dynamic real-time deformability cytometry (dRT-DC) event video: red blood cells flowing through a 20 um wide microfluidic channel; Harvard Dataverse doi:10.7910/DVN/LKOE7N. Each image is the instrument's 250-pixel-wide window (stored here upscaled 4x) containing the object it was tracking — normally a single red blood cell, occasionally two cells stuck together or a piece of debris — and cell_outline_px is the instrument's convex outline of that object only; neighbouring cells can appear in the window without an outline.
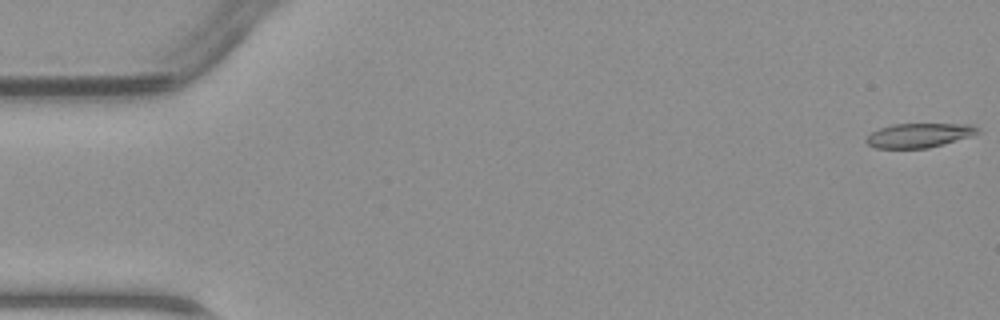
{"species": "common noctule bat (a hibernating species)", "species_latin": "Nyctalus noctula", "temperature_condition": "warm", "stored_images_in_passage": 42, "camera_frame_rate_fps": 3000, "um_per_image_px": 0.085, "animal": {"sex": "male", "body_mass_g": 23.1, "forearm_length_mm": 52.7}, "frame": {"image": 1, "passage_image": 1, "time_ms": 0.0, "image_size_px": [1000, 320], "cell_outline_px": [[980, 132], [972, 136], [928, 148], [876, 148], [868, 144], [864, 140], [872, 132], [880, 128], [892, 124], [972, 124], [980, 128]], "centroid_in_image_um": [78.15, 11.5], "position_along_channel_um": 6.9, "area_um2": 15.78}}
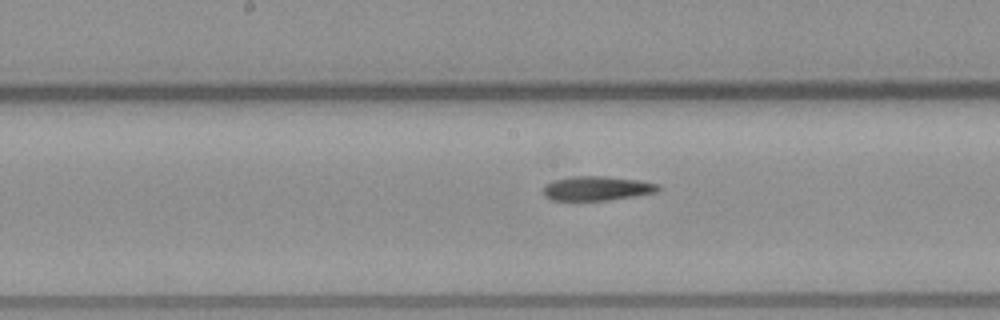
{"frame": {"image": 2, "passage_image": 24, "time_ms": 7.667, "image_size_px": [1000, 320], "cell_outline_px": [[660, 188], [656, 192], [608, 200], [552, 200], [544, 196], [544, 184], [556, 180], [572, 176], [604, 176], [640, 180], [656, 184]], "centroid_in_image_um": [50.7, 16.0], "position_along_channel_um": 197.5, "area_um2": 16.07}}
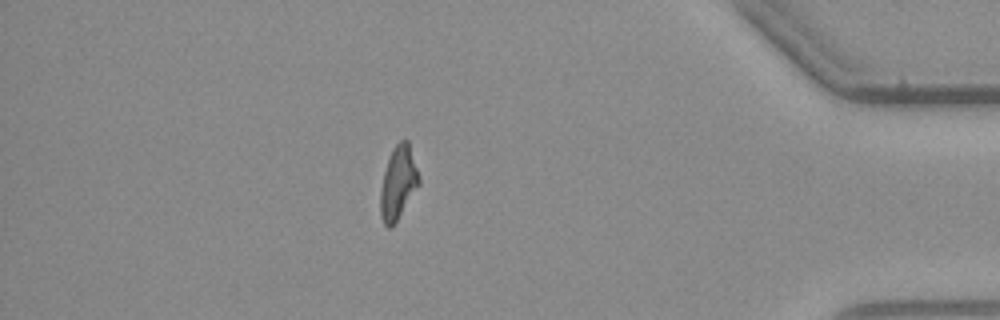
{"frame": {"image": 3, "passage_image": 41, "time_ms": 13.333, "image_size_px": [1000, 320], "cell_outline_px": [[420, 184], [392, 228], [388, 228], [384, 224], [380, 216], [380, 192], [384, 172], [392, 148], [400, 140], [408, 140], [420, 176]], "centroid_in_image_um": [33.85, 15.55], "position_along_channel_um": 401.4, "area_um2": 16.53}}